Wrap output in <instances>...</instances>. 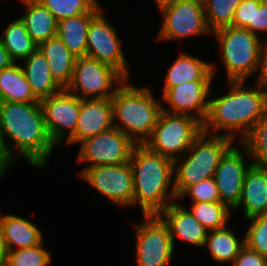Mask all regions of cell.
Masks as SVG:
<instances>
[{"mask_svg":"<svg viewBox=\"0 0 267 266\" xmlns=\"http://www.w3.org/2000/svg\"><path fill=\"white\" fill-rule=\"evenodd\" d=\"M137 266H166L173 258L174 244L167 225L158 215H144L135 225Z\"/></svg>","mask_w":267,"mask_h":266,"instance_id":"obj_10","label":"cell"},{"mask_svg":"<svg viewBox=\"0 0 267 266\" xmlns=\"http://www.w3.org/2000/svg\"><path fill=\"white\" fill-rule=\"evenodd\" d=\"M260 32H267V0L255 6L254 34L260 37Z\"/></svg>","mask_w":267,"mask_h":266,"instance_id":"obj_38","label":"cell"},{"mask_svg":"<svg viewBox=\"0 0 267 266\" xmlns=\"http://www.w3.org/2000/svg\"><path fill=\"white\" fill-rule=\"evenodd\" d=\"M212 80H194L169 88L163 93V100L170 105L172 114L188 115L204 123L208 110Z\"/></svg>","mask_w":267,"mask_h":266,"instance_id":"obj_16","label":"cell"},{"mask_svg":"<svg viewBox=\"0 0 267 266\" xmlns=\"http://www.w3.org/2000/svg\"><path fill=\"white\" fill-rule=\"evenodd\" d=\"M243 209L245 219L267 213V167L252 164L246 172L241 198L234 210Z\"/></svg>","mask_w":267,"mask_h":266,"instance_id":"obj_19","label":"cell"},{"mask_svg":"<svg viewBox=\"0 0 267 266\" xmlns=\"http://www.w3.org/2000/svg\"><path fill=\"white\" fill-rule=\"evenodd\" d=\"M129 163L133 169V205L139 203L142 216L158 215L177 201L172 159L152 152L145 145H135Z\"/></svg>","mask_w":267,"mask_h":266,"instance_id":"obj_3","label":"cell"},{"mask_svg":"<svg viewBox=\"0 0 267 266\" xmlns=\"http://www.w3.org/2000/svg\"><path fill=\"white\" fill-rule=\"evenodd\" d=\"M56 18L60 20L89 13L99 0H39Z\"/></svg>","mask_w":267,"mask_h":266,"instance_id":"obj_33","label":"cell"},{"mask_svg":"<svg viewBox=\"0 0 267 266\" xmlns=\"http://www.w3.org/2000/svg\"><path fill=\"white\" fill-rule=\"evenodd\" d=\"M207 247L211 257L217 263L232 262L245 246V238L238 239L232 229L224 227L208 231L204 247Z\"/></svg>","mask_w":267,"mask_h":266,"instance_id":"obj_27","label":"cell"},{"mask_svg":"<svg viewBox=\"0 0 267 266\" xmlns=\"http://www.w3.org/2000/svg\"><path fill=\"white\" fill-rule=\"evenodd\" d=\"M101 11L102 8L98 3L89 13L58 22L57 36L76 58L86 56L88 27Z\"/></svg>","mask_w":267,"mask_h":266,"instance_id":"obj_22","label":"cell"},{"mask_svg":"<svg viewBox=\"0 0 267 266\" xmlns=\"http://www.w3.org/2000/svg\"><path fill=\"white\" fill-rule=\"evenodd\" d=\"M157 7L163 15V23L156 40H182L212 34L201 0H165Z\"/></svg>","mask_w":267,"mask_h":266,"instance_id":"obj_9","label":"cell"},{"mask_svg":"<svg viewBox=\"0 0 267 266\" xmlns=\"http://www.w3.org/2000/svg\"><path fill=\"white\" fill-rule=\"evenodd\" d=\"M26 13L20 16L28 34L39 46L42 42L57 35L58 21L39 0H21Z\"/></svg>","mask_w":267,"mask_h":266,"instance_id":"obj_25","label":"cell"},{"mask_svg":"<svg viewBox=\"0 0 267 266\" xmlns=\"http://www.w3.org/2000/svg\"><path fill=\"white\" fill-rule=\"evenodd\" d=\"M249 220L245 235V245L267 258V213L254 216Z\"/></svg>","mask_w":267,"mask_h":266,"instance_id":"obj_34","label":"cell"},{"mask_svg":"<svg viewBox=\"0 0 267 266\" xmlns=\"http://www.w3.org/2000/svg\"><path fill=\"white\" fill-rule=\"evenodd\" d=\"M244 83L227 82V94L218 97L213 94L203 132L213 131L212 135H224L234 141L239 133L242 141L267 114V84L257 81L255 88L247 89Z\"/></svg>","mask_w":267,"mask_h":266,"instance_id":"obj_1","label":"cell"},{"mask_svg":"<svg viewBox=\"0 0 267 266\" xmlns=\"http://www.w3.org/2000/svg\"><path fill=\"white\" fill-rule=\"evenodd\" d=\"M263 1L242 0L234 13L232 26L246 28L254 34L255 6H260Z\"/></svg>","mask_w":267,"mask_h":266,"instance_id":"obj_36","label":"cell"},{"mask_svg":"<svg viewBox=\"0 0 267 266\" xmlns=\"http://www.w3.org/2000/svg\"><path fill=\"white\" fill-rule=\"evenodd\" d=\"M38 49L44 54L56 83L66 89L70 84L76 57L56 35L42 42Z\"/></svg>","mask_w":267,"mask_h":266,"instance_id":"obj_24","label":"cell"},{"mask_svg":"<svg viewBox=\"0 0 267 266\" xmlns=\"http://www.w3.org/2000/svg\"><path fill=\"white\" fill-rule=\"evenodd\" d=\"M241 142L246 146L253 164L267 167V114Z\"/></svg>","mask_w":267,"mask_h":266,"instance_id":"obj_32","label":"cell"},{"mask_svg":"<svg viewBox=\"0 0 267 266\" xmlns=\"http://www.w3.org/2000/svg\"><path fill=\"white\" fill-rule=\"evenodd\" d=\"M0 131L11 154L16 159H27L33 168L45 166L55 147L47 132L40 102H0ZM7 138L19 150L16 154Z\"/></svg>","mask_w":267,"mask_h":266,"instance_id":"obj_2","label":"cell"},{"mask_svg":"<svg viewBox=\"0 0 267 266\" xmlns=\"http://www.w3.org/2000/svg\"><path fill=\"white\" fill-rule=\"evenodd\" d=\"M40 103L51 141L55 146L62 140L67 142L75 134L80 99L66 89H62L53 96L42 99Z\"/></svg>","mask_w":267,"mask_h":266,"instance_id":"obj_14","label":"cell"},{"mask_svg":"<svg viewBox=\"0 0 267 266\" xmlns=\"http://www.w3.org/2000/svg\"><path fill=\"white\" fill-rule=\"evenodd\" d=\"M211 62L200 60L195 56L182 53L168 68L163 93L171 87L194 80H213L216 67Z\"/></svg>","mask_w":267,"mask_h":266,"instance_id":"obj_21","label":"cell"},{"mask_svg":"<svg viewBox=\"0 0 267 266\" xmlns=\"http://www.w3.org/2000/svg\"><path fill=\"white\" fill-rule=\"evenodd\" d=\"M15 62L10 58L8 51L3 47L0 40V71L10 67Z\"/></svg>","mask_w":267,"mask_h":266,"instance_id":"obj_41","label":"cell"},{"mask_svg":"<svg viewBox=\"0 0 267 266\" xmlns=\"http://www.w3.org/2000/svg\"><path fill=\"white\" fill-rule=\"evenodd\" d=\"M241 144L243 150L232 144L225 151L213 177L218 188L220 202L231 210L235 209L240 202L246 172L253 164L251 161L246 165L245 156H249L250 159V155L246 146Z\"/></svg>","mask_w":267,"mask_h":266,"instance_id":"obj_15","label":"cell"},{"mask_svg":"<svg viewBox=\"0 0 267 266\" xmlns=\"http://www.w3.org/2000/svg\"><path fill=\"white\" fill-rule=\"evenodd\" d=\"M180 202L169 204L158 216L167 225L174 246L177 236L195 247H203L208 231Z\"/></svg>","mask_w":267,"mask_h":266,"instance_id":"obj_18","label":"cell"},{"mask_svg":"<svg viewBox=\"0 0 267 266\" xmlns=\"http://www.w3.org/2000/svg\"><path fill=\"white\" fill-rule=\"evenodd\" d=\"M17 160L9 151V148L0 131V179Z\"/></svg>","mask_w":267,"mask_h":266,"instance_id":"obj_39","label":"cell"},{"mask_svg":"<svg viewBox=\"0 0 267 266\" xmlns=\"http://www.w3.org/2000/svg\"><path fill=\"white\" fill-rule=\"evenodd\" d=\"M203 132V124L188 115L162 111L144 145L152 152L172 159L182 157Z\"/></svg>","mask_w":267,"mask_h":266,"instance_id":"obj_7","label":"cell"},{"mask_svg":"<svg viewBox=\"0 0 267 266\" xmlns=\"http://www.w3.org/2000/svg\"><path fill=\"white\" fill-rule=\"evenodd\" d=\"M0 223L5 251L33 247L43 241L41 229L26 218L0 212Z\"/></svg>","mask_w":267,"mask_h":266,"instance_id":"obj_20","label":"cell"},{"mask_svg":"<svg viewBox=\"0 0 267 266\" xmlns=\"http://www.w3.org/2000/svg\"><path fill=\"white\" fill-rule=\"evenodd\" d=\"M156 2V4L160 3V2H163L165 0H154Z\"/></svg>","mask_w":267,"mask_h":266,"instance_id":"obj_43","label":"cell"},{"mask_svg":"<svg viewBox=\"0 0 267 266\" xmlns=\"http://www.w3.org/2000/svg\"><path fill=\"white\" fill-rule=\"evenodd\" d=\"M24 61L25 66L22 69L34 96L39 101L62 90L53 79L48 61L40 49L37 48Z\"/></svg>","mask_w":267,"mask_h":266,"instance_id":"obj_23","label":"cell"},{"mask_svg":"<svg viewBox=\"0 0 267 266\" xmlns=\"http://www.w3.org/2000/svg\"><path fill=\"white\" fill-rule=\"evenodd\" d=\"M258 81L267 84V40H261Z\"/></svg>","mask_w":267,"mask_h":266,"instance_id":"obj_40","label":"cell"},{"mask_svg":"<svg viewBox=\"0 0 267 266\" xmlns=\"http://www.w3.org/2000/svg\"><path fill=\"white\" fill-rule=\"evenodd\" d=\"M40 244L5 252L3 266H47L51 261V253Z\"/></svg>","mask_w":267,"mask_h":266,"instance_id":"obj_31","label":"cell"},{"mask_svg":"<svg viewBox=\"0 0 267 266\" xmlns=\"http://www.w3.org/2000/svg\"><path fill=\"white\" fill-rule=\"evenodd\" d=\"M120 41L101 11L89 24L86 56L112 66L128 80L129 68Z\"/></svg>","mask_w":267,"mask_h":266,"instance_id":"obj_13","label":"cell"},{"mask_svg":"<svg viewBox=\"0 0 267 266\" xmlns=\"http://www.w3.org/2000/svg\"><path fill=\"white\" fill-rule=\"evenodd\" d=\"M36 103L22 66L12 64L0 71V102Z\"/></svg>","mask_w":267,"mask_h":266,"instance_id":"obj_26","label":"cell"},{"mask_svg":"<svg viewBox=\"0 0 267 266\" xmlns=\"http://www.w3.org/2000/svg\"><path fill=\"white\" fill-rule=\"evenodd\" d=\"M0 40L15 63L17 60H24L38 48L20 18L6 26Z\"/></svg>","mask_w":267,"mask_h":266,"instance_id":"obj_28","label":"cell"},{"mask_svg":"<svg viewBox=\"0 0 267 266\" xmlns=\"http://www.w3.org/2000/svg\"><path fill=\"white\" fill-rule=\"evenodd\" d=\"M5 248L2 240V228L0 223V266H3L4 263V257H5Z\"/></svg>","mask_w":267,"mask_h":266,"instance_id":"obj_42","label":"cell"},{"mask_svg":"<svg viewBox=\"0 0 267 266\" xmlns=\"http://www.w3.org/2000/svg\"><path fill=\"white\" fill-rule=\"evenodd\" d=\"M242 0H204L206 22L214 32L226 26H232L234 13Z\"/></svg>","mask_w":267,"mask_h":266,"instance_id":"obj_30","label":"cell"},{"mask_svg":"<svg viewBox=\"0 0 267 266\" xmlns=\"http://www.w3.org/2000/svg\"><path fill=\"white\" fill-rule=\"evenodd\" d=\"M208 136L209 134L202 132L190 149L174 160V189L177 198L188 187L214 177L222 155L234 142L224 135Z\"/></svg>","mask_w":267,"mask_h":266,"instance_id":"obj_5","label":"cell"},{"mask_svg":"<svg viewBox=\"0 0 267 266\" xmlns=\"http://www.w3.org/2000/svg\"><path fill=\"white\" fill-rule=\"evenodd\" d=\"M77 161L89 163L85 168L99 165H120L129 163L136 145L125 133L113 127L80 143Z\"/></svg>","mask_w":267,"mask_h":266,"instance_id":"obj_11","label":"cell"},{"mask_svg":"<svg viewBox=\"0 0 267 266\" xmlns=\"http://www.w3.org/2000/svg\"><path fill=\"white\" fill-rule=\"evenodd\" d=\"M79 175L116 205L133 206L134 183L130 163L89 167Z\"/></svg>","mask_w":267,"mask_h":266,"instance_id":"obj_12","label":"cell"},{"mask_svg":"<svg viewBox=\"0 0 267 266\" xmlns=\"http://www.w3.org/2000/svg\"><path fill=\"white\" fill-rule=\"evenodd\" d=\"M114 127L111 98L80 99V111L75 134L66 145L81 143L85 139Z\"/></svg>","mask_w":267,"mask_h":266,"instance_id":"obj_17","label":"cell"},{"mask_svg":"<svg viewBox=\"0 0 267 266\" xmlns=\"http://www.w3.org/2000/svg\"><path fill=\"white\" fill-rule=\"evenodd\" d=\"M212 34L219 44L227 82H246L259 72L262 37L234 26L220 28Z\"/></svg>","mask_w":267,"mask_h":266,"instance_id":"obj_6","label":"cell"},{"mask_svg":"<svg viewBox=\"0 0 267 266\" xmlns=\"http://www.w3.org/2000/svg\"><path fill=\"white\" fill-rule=\"evenodd\" d=\"M232 266H267V258L245 245Z\"/></svg>","mask_w":267,"mask_h":266,"instance_id":"obj_37","label":"cell"},{"mask_svg":"<svg viewBox=\"0 0 267 266\" xmlns=\"http://www.w3.org/2000/svg\"><path fill=\"white\" fill-rule=\"evenodd\" d=\"M190 208L189 211L207 231L224 228L231 215V209L220 201L192 203Z\"/></svg>","mask_w":267,"mask_h":266,"instance_id":"obj_29","label":"cell"},{"mask_svg":"<svg viewBox=\"0 0 267 266\" xmlns=\"http://www.w3.org/2000/svg\"><path fill=\"white\" fill-rule=\"evenodd\" d=\"M189 195L192 203L220 201L218 188L213 177L204 179L188 187L177 199Z\"/></svg>","mask_w":267,"mask_h":266,"instance_id":"obj_35","label":"cell"},{"mask_svg":"<svg viewBox=\"0 0 267 266\" xmlns=\"http://www.w3.org/2000/svg\"><path fill=\"white\" fill-rule=\"evenodd\" d=\"M126 80L112 66L83 56L76 58L73 76L66 90L79 99H105L111 98ZM114 84L117 86L114 87Z\"/></svg>","mask_w":267,"mask_h":266,"instance_id":"obj_8","label":"cell"},{"mask_svg":"<svg viewBox=\"0 0 267 266\" xmlns=\"http://www.w3.org/2000/svg\"><path fill=\"white\" fill-rule=\"evenodd\" d=\"M128 81L123 82L111 97L114 127L136 145H144L163 111L162 105L149 87H137Z\"/></svg>","mask_w":267,"mask_h":266,"instance_id":"obj_4","label":"cell"}]
</instances>
